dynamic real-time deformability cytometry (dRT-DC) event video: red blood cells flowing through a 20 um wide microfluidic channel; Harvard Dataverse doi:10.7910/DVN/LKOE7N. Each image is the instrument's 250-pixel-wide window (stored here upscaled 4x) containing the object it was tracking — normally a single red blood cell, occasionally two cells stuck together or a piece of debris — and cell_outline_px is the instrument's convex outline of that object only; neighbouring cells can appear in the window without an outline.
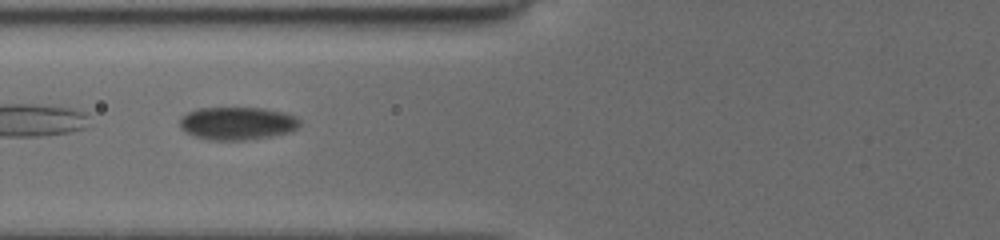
{"species": "common noctule bat (a hibernating species)", "species_latin": "Nyctalus noctula", "temperature_condition": "cold", "stored_images_in_passage": 49, "camera_frame_rate_fps": 3000, "um_per_image_px": 0.085, "animal": {"sex": "female", "body_mass_g": 19.5, "forearm_length_mm": 54.1}, "frame": {"image": 1, "passage_image": 18, "time_ms": 7.667, "image_size_px": [1000, 240], "cell_outline_px": [[300, 124], [292, 132], [272, 136], [244, 140], [212, 140], [196, 136], [184, 132], [180, 128], [180, 116], [188, 112], [200, 108], [260, 108], [280, 112], [292, 116], [300, 120]], "centroid_in_image_um": [20.13, 10.49], "position_along_channel_um": 105.7, "area_um2": 22.83}}
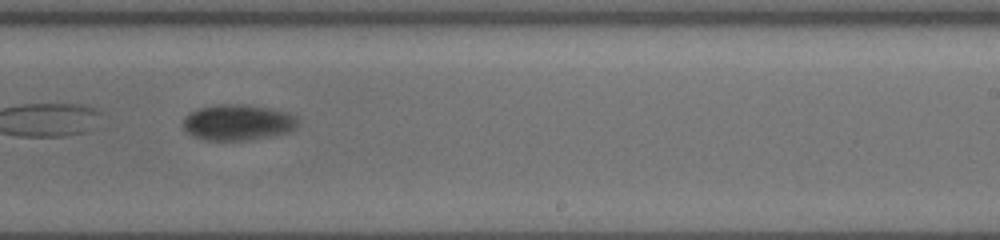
{"frame": {"image": 2, "passage_image": 32, "time_ms": 12.0, "image_size_px": [1000, 240], "cell_outline_px": [[296, 128], [288, 132], [276, 136], [248, 140], [200, 140], [192, 136], [184, 128], [184, 116], [200, 108], [220, 104], [228, 104], [264, 108], [280, 112], [292, 116], [296, 120]], "centroid_in_image_um": [20.15, 10.45], "position_along_channel_um": 268.9, "area_um2": 23.35}, "authors_computed_cell_mechanics": {"area_um2": 24.6228, "velocity_mm_per_s": 3.7686, "shape_relaxation_time_tau1_ms": 1.3333, "shape_relaxation_time_tau2_ms": null, "deformation_change_tau1": 0.0453, "deformation_change_tau2": null}}